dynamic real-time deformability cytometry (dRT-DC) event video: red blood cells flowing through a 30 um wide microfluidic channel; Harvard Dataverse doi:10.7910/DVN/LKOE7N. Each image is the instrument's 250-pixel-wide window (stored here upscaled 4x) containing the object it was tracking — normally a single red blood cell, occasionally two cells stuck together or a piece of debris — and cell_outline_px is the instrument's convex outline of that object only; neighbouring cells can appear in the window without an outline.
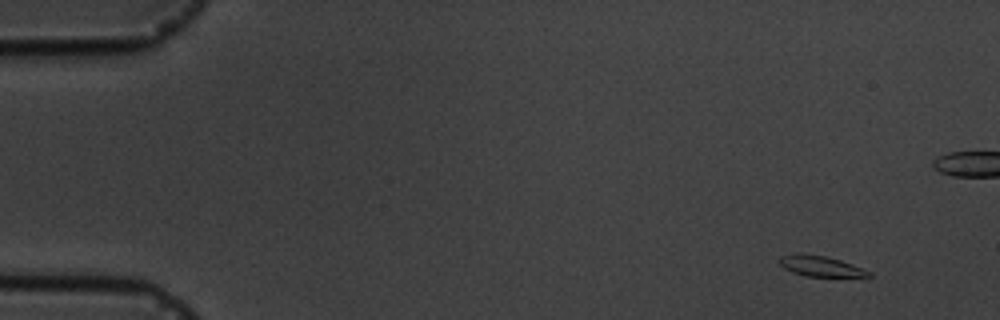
{"species": "common noctule bat (a hibernating species)", "species_latin": "Nyctalus noctula", "temperature_condition": "cold", "stored_images_in_passage": 8, "segment_of_instrument_passage": [1, 2], "camera_frame_rate_fps": 3000, "um_per_image_px": 0.085, "animal": {"sex": "male", "body_mass_g": 19.5, "forearm_length_mm": 54.6}, "frame": {"image": 1, "passage_image": 1, "time_ms": 0.0, "image_size_px": [1000, 320], "cell_outline_px": [[872, 276], [808, 276], [792, 272], [784, 268], [780, 264], [780, 256], [800, 252], [824, 256], [840, 260], [852, 264], [872, 272]], "centroid_in_image_um": [69.73, 22.6], "position_along_channel_um": 15.3, "area_um2": 10.58}}
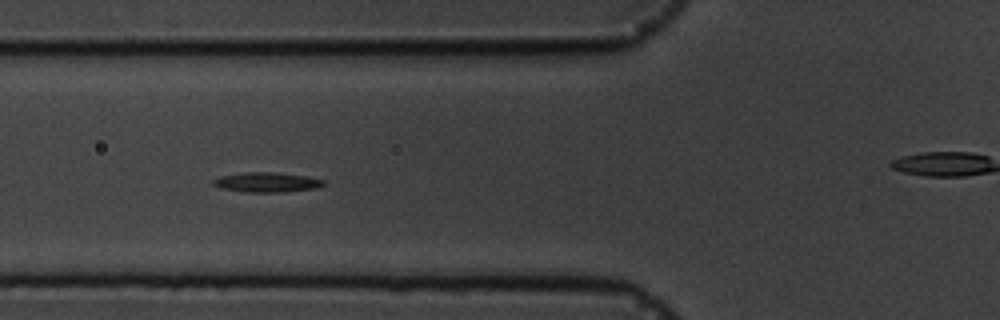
{"frame": {"image": 2, "passage_image": 6, "time_ms": 5.667, "image_size_px": [1000, 320], "cell_outline_px": [[324, 184], [316, 188], [284, 192], [248, 192], [220, 188], [212, 184], [212, 180], [220, 176], [244, 172], [276, 172], [308, 176], [324, 180]], "centroid_in_image_um": [22.67, 15.48], "position_along_channel_um": 103.1, "area_um2": 12.77}}
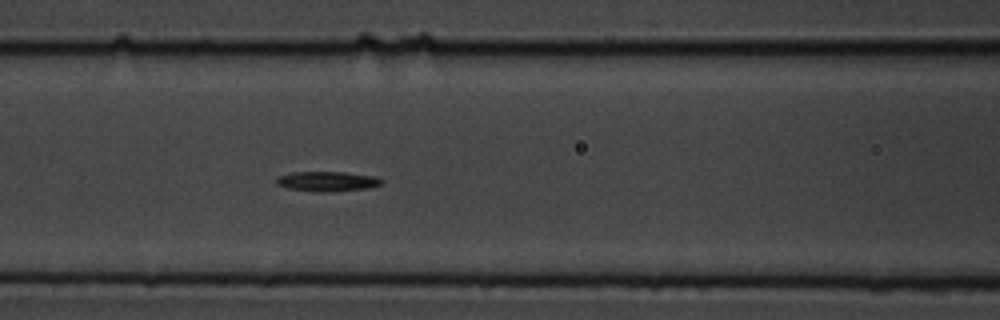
{"frame": {"image": 3, "passage_image": 7, "time_ms": 6.667, "image_size_px": [1000, 320], "cell_outline_px": [[384, 180], [380, 184], [372, 188], [332, 192], [316, 192], [288, 188], [276, 184], [276, 176], [292, 172], [344, 172], [376, 176]], "centroid_in_image_um": [27.83, 15.42], "position_along_channel_um": 138.8, "area_um2": 12.43}}